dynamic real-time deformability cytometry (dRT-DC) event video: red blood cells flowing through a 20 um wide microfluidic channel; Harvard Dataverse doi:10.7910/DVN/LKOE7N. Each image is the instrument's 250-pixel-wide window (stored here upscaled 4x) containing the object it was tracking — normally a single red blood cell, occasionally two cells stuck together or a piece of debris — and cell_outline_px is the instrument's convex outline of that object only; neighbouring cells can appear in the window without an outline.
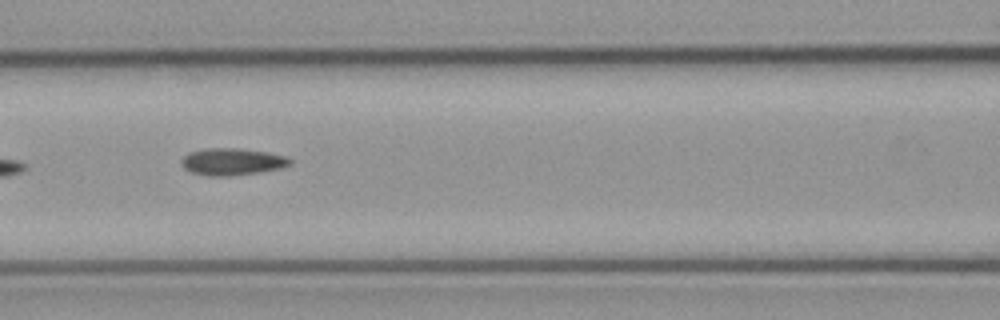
{"species": "common noctule bat (a hibernating species)", "species_latin": "Nyctalus noctula", "temperature_condition": "cold", "stored_images_in_passage": 7, "segment_of_instrument_passage": [1, 2], "camera_frame_rate_fps": 3000, "um_per_image_px": 0.085, "animal": {"sex": "male", "body_mass_g": 23.1, "forearm_length_mm": 52.7}, "frame": {"image": 1, "passage_image": 4, "time_ms": 3.667, "image_size_px": [1000, 320], "cell_outline_px": [[292, 164], [280, 168], [256, 172], [228, 176], [208, 176], [192, 172], [184, 168], [180, 164], [180, 160], [188, 152], [204, 148], [236, 148], [268, 152], [288, 156], [292, 160]], "centroid_in_image_um": [19.71, 13.73], "position_along_channel_um": 146.9, "area_um2": 17.17}}
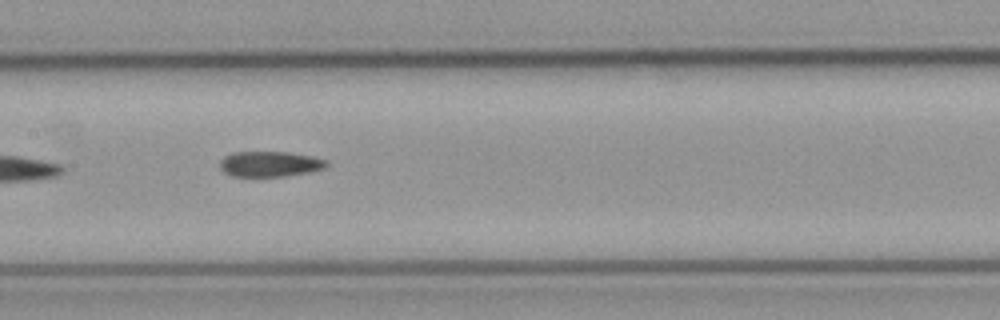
{"frame": {"image": 2, "passage_image": 5, "time_ms": 4.667, "image_size_px": [1000, 320], "cell_outline_px": [[328, 164], [324, 168], [308, 172], [284, 176], [232, 176], [224, 172], [220, 168], [220, 160], [224, 156], [232, 152], [288, 152], [312, 156], [328, 160]], "centroid_in_image_um": [22.93, 13.93], "position_along_channel_um": 184.5, "area_um2": 15.78}}
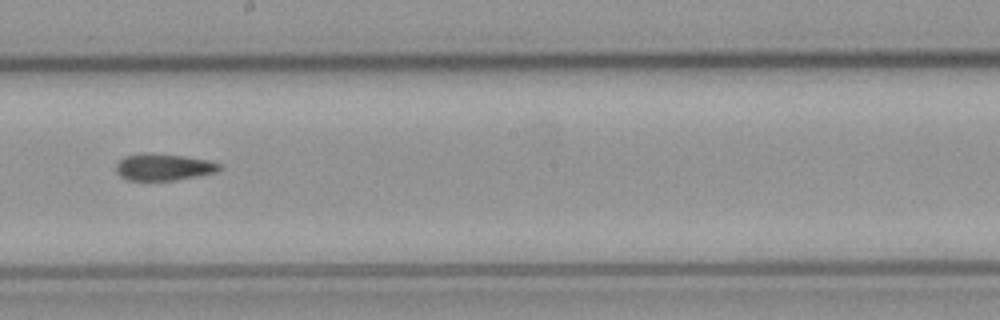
{"frame": {"image": 3, "passage_image": 6, "time_ms": 6.0, "image_size_px": [1000, 320], "cell_outline_px": [[224, 168], [216, 172], [196, 176], [172, 180], [128, 180], [120, 176], [116, 172], [116, 164], [124, 156], [144, 152], [152, 152], [184, 156], [208, 160], [220, 164]], "centroid_in_image_um": [13.89, 14.18], "position_along_channel_um": 234.3, "area_um2": 16.24}}